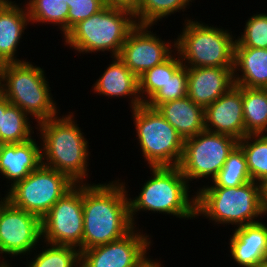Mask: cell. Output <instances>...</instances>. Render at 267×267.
Wrapping results in <instances>:
<instances>
[{"mask_svg":"<svg viewBox=\"0 0 267 267\" xmlns=\"http://www.w3.org/2000/svg\"><path fill=\"white\" fill-rule=\"evenodd\" d=\"M119 181L83 184L82 251L120 239L134 228L129 191Z\"/></svg>","mask_w":267,"mask_h":267,"instance_id":"6da1fadb","label":"cell"},{"mask_svg":"<svg viewBox=\"0 0 267 267\" xmlns=\"http://www.w3.org/2000/svg\"><path fill=\"white\" fill-rule=\"evenodd\" d=\"M68 113L36 125L43 146L42 164L67 175L76 184H84L89 172V143L74 113Z\"/></svg>","mask_w":267,"mask_h":267,"instance_id":"7a4b0ae2","label":"cell"},{"mask_svg":"<svg viewBox=\"0 0 267 267\" xmlns=\"http://www.w3.org/2000/svg\"><path fill=\"white\" fill-rule=\"evenodd\" d=\"M150 172L152 175L142 185L139 195L129 198L130 218L134 227H137L135 215L139 211L163 213L186 220L198 218L196 195L190 196V184L178 166L150 167Z\"/></svg>","mask_w":267,"mask_h":267,"instance_id":"3957f363","label":"cell"},{"mask_svg":"<svg viewBox=\"0 0 267 267\" xmlns=\"http://www.w3.org/2000/svg\"><path fill=\"white\" fill-rule=\"evenodd\" d=\"M196 194V216L214 221V224L240 227L260 222L262 186L249 181L237 187H201Z\"/></svg>","mask_w":267,"mask_h":267,"instance_id":"277c9868","label":"cell"},{"mask_svg":"<svg viewBox=\"0 0 267 267\" xmlns=\"http://www.w3.org/2000/svg\"><path fill=\"white\" fill-rule=\"evenodd\" d=\"M136 25L132 10L106 4L74 25L64 35V44L79 54L109 51L111 57H118L129 32Z\"/></svg>","mask_w":267,"mask_h":267,"instance_id":"5b68a950","label":"cell"},{"mask_svg":"<svg viewBox=\"0 0 267 267\" xmlns=\"http://www.w3.org/2000/svg\"><path fill=\"white\" fill-rule=\"evenodd\" d=\"M24 61L1 66L0 93L36 122L58 116V107L43 68ZM58 109V110H57Z\"/></svg>","mask_w":267,"mask_h":267,"instance_id":"8992f818","label":"cell"},{"mask_svg":"<svg viewBox=\"0 0 267 267\" xmlns=\"http://www.w3.org/2000/svg\"><path fill=\"white\" fill-rule=\"evenodd\" d=\"M211 26L189 18L184 20L181 34L174 39V49L186 67L233 68L235 36L232 31Z\"/></svg>","mask_w":267,"mask_h":267,"instance_id":"52a82bcc","label":"cell"},{"mask_svg":"<svg viewBox=\"0 0 267 267\" xmlns=\"http://www.w3.org/2000/svg\"><path fill=\"white\" fill-rule=\"evenodd\" d=\"M137 141L144 160L150 167L178 166L184 148V139L166 121L157 108L146 103L131 110Z\"/></svg>","mask_w":267,"mask_h":267,"instance_id":"ba28073f","label":"cell"},{"mask_svg":"<svg viewBox=\"0 0 267 267\" xmlns=\"http://www.w3.org/2000/svg\"><path fill=\"white\" fill-rule=\"evenodd\" d=\"M75 184L67 175L41 164L25 179L8 188L6 196L13 206L42 219Z\"/></svg>","mask_w":267,"mask_h":267,"instance_id":"9c48e42d","label":"cell"},{"mask_svg":"<svg viewBox=\"0 0 267 267\" xmlns=\"http://www.w3.org/2000/svg\"><path fill=\"white\" fill-rule=\"evenodd\" d=\"M237 145L236 138L205 129L185 139L183 155L178 167L188 183L194 179L198 181L209 177L212 181Z\"/></svg>","mask_w":267,"mask_h":267,"instance_id":"30bf717a","label":"cell"},{"mask_svg":"<svg viewBox=\"0 0 267 267\" xmlns=\"http://www.w3.org/2000/svg\"><path fill=\"white\" fill-rule=\"evenodd\" d=\"M83 184H75L41 219V241L82 251Z\"/></svg>","mask_w":267,"mask_h":267,"instance_id":"8fae6325","label":"cell"},{"mask_svg":"<svg viewBox=\"0 0 267 267\" xmlns=\"http://www.w3.org/2000/svg\"><path fill=\"white\" fill-rule=\"evenodd\" d=\"M149 236L134 227L120 239L81 251L80 267H144L152 260Z\"/></svg>","mask_w":267,"mask_h":267,"instance_id":"7c38bea8","label":"cell"},{"mask_svg":"<svg viewBox=\"0 0 267 267\" xmlns=\"http://www.w3.org/2000/svg\"><path fill=\"white\" fill-rule=\"evenodd\" d=\"M40 240L41 219L7 201L0 210V254L30 255Z\"/></svg>","mask_w":267,"mask_h":267,"instance_id":"4fadbf2b","label":"cell"},{"mask_svg":"<svg viewBox=\"0 0 267 267\" xmlns=\"http://www.w3.org/2000/svg\"><path fill=\"white\" fill-rule=\"evenodd\" d=\"M150 27L136 25L129 32L118 55L137 78L148 69L163 63L175 52V41L165 42L156 32H151Z\"/></svg>","mask_w":267,"mask_h":267,"instance_id":"5bb4252c","label":"cell"},{"mask_svg":"<svg viewBox=\"0 0 267 267\" xmlns=\"http://www.w3.org/2000/svg\"><path fill=\"white\" fill-rule=\"evenodd\" d=\"M205 129L241 140L245 137L242 87L233 86L204 109Z\"/></svg>","mask_w":267,"mask_h":267,"instance_id":"9a60e30c","label":"cell"},{"mask_svg":"<svg viewBox=\"0 0 267 267\" xmlns=\"http://www.w3.org/2000/svg\"><path fill=\"white\" fill-rule=\"evenodd\" d=\"M187 73V96L204 109L235 86L233 68L187 67Z\"/></svg>","mask_w":267,"mask_h":267,"instance_id":"2e32d148","label":"cell"},{"mask_svg":"<svg viewBox=\"0 0 267 267\" xmlns=\"http://www.w3.org/2000/svg\"><path fill=\"white\" fill-rule=\"evenodd\" d=\"M41 147L33 138L23 143L0 144V175L11 183L8 187L25 179L42 164Z\"/></svg>","mask_w":267,"mask_h":267,"instance_id":"e0dca14e","label":"cell"},{"mask_svg":"<svg viewBox=\"0 0 267 267\" xmlns=\"http://www.w3.org/2000/svg\"><path fill=\"white\" fill-rule=\"evenodd\" d=\"M230 235V253L240 267H254L267 259V224L256 222L236 227Z\"/></svg>","mask_w":267,"mask_h":267,"instance_id":"ac0fdd59","label":"cell"},{"mask_svg":"<svg viewBox=\"0 0 267 267\" xmlns=\"http://www.w3.org/2000/svg\"><path fill=\"white\" fill-rule=\"evenodd\" d=\"M0 3V63H18L26 60L16 58L24 30L30 23L26 4ZM16 55V56H15Z\"/></svg>","mask_w":267,"mask_h":267,"instance_id":"d6986e66","label":"cell"},{"mask_svg":"<svg viewBox=\"0 0 267 267\" xmlns=\"http://www.w3.org/2000/svg\"><path fill=\"white\" fill-rule=\"evenodd\" d=\"M112 58V63L108 64V67L93 84L94 93L108 98H126V96H129L131 109L140 106L143 103L138 91V78L119 57Z\"/></svg>","mask_w":267,"mask_h":267,"instance_id":"ffe728a7","label":"cell"},{"mask_svg":"<svg viewBox=\"0 0 267 267\" xmlns=\"http://www.w3.org/2000/svg\"><path fill=\"white\" fill-rule=\"evenodd\" d=\"M233 77L235 86L267 89V49L235 47Z\"/></svg>","mask_w":267,"mask_h":267,"instance_id":"44dd1931","label":"cell"},{"mask_svg":"<svg viewBox=\"0 0 267 267\" xmlns=\"http://www.w3.org/2000/svg\"><path fill=\"white\" fill-rule=\"evenodd\" d=\"M157 109L184 140L205 130L204 108L188 96L164 102Z\"/></svg>","mask_w":267,"mask_h":267,"instance_id":"7402d4cb","label":"cell"},{"mask_svg":"<svg viewBox=\"0 0 267 267\" xmlns=\"http://www.w3.org/2000/svg\"><path fill=\"white\" fill-rule=\"evenodd\" d=\"M245 136L267 134V89L242 87Z\"/></svg>","mask_w":267,"mask_h":267,"instance_id":"603a6c76","label":"cell"},{"mask_svg":"<svg viewBox=\"0 0 267 267\" xmlns=\"http://www.w3.org/2000/svg\"><path fill=\"white\" fill-rule=\"evenodd\" d=\"M252 181L267 182V134H248L238 140Z\"/></svg>","mask_w":267,"mask_h":267,"instance_id":"cb8c5ba5","label":"cell"},{"mask_svg":"<svg viewBox=\"0 0 267 267\" xmlns=\"http://www.w3.org/2000/svg\"><path fill=\"white\" fill-rule=\"evenodd\" d=\"M26 6L31 24L58 25L63 33H67V17L69 6L66 0H27Z\"/></svg>","mask_w":267,"mask_h":267,"instance_id":"d4e9b609","label":"cell"},{"mask_svg":"<svg viewBox=\"0 0 267 267\" xmlns=\"http://www.w3.org/2000/svg\"><path fill=\"white\" fill-rule=\"evenodd\" d=\"M192 1L194 0H140L133 10L135 22L137 25H157L158 21L171 14L186 11Z\"/></svg>","mask_w":267,"mask_h":267,"instance_id":"484cf974","label":"cell"},{"mask_svg":"<svg viewBox=\"0 0 267 267\" xmlns=\"http://www.w3.org/2000/svg\"><path fill=\"white\" fill-rule=\"evenodd\" d=\"M30 117L18 106L10 104L2 112V129H0V144H15L29 141L34 133Z\"/></svg>","mask_w":267,"mask_h":267,"instance_id":"4316f807","label":"cell"},{"mask_svg":"<svg viewBox=\"0 0 267 267\" xmlns=\"http://www.w3.org/2000/svg\"><path fill=\"white\" fill-rule=\"evenodd\" d=\"M174 55L172 54L163 63L148 69L138 77V91L142 103H146L162 86H164L169 76H172L182 65L176 51Z\"/></svg>","mask_w":267,"mask_h":267,"instance_id":"83f0119b","label":"cell"},{"mask_svg":"<svg viewBox=\"0 0 267 267\" xmlns=\"http://www.w3.org/2000/svg\"><path fill=\"white\" fill-rule=\"evenodd\" d=\"M251 181L247 162L242 149L237 145L228 155L224 166L212 180L211 185L203 187H237ZM213 184V185H212Z\"/></svg>","mask_w":267,"mask_h":267,"instance_id":"f1b7e54d","label":"cell"},{"mask_svg":"<svg viewBox=\"0 0 267 267\" xmlns=\"http://www.w3.org/2000/svg\"><path fill=\"white\" fill-rule=\"evenodd\" d=\"M46 244V245H45ZM40 253H36L34 260L28 262L27 267H80L81 252L71 246L45 243Z\"/></svg>","mask_w":267,"mask_h":267,"instance_id":"f546056e","label":"cell"},{"mask_svg":"<svg viewBox=\"0 0 267 267\" xmlns=\"http://www.w3.org/2000/svg\"><path fill=\"white\" fill-rule=\"evenodd\" d=\"M187 67L181 65L167 82L147 102L149 107L157 108L164 102L181 99L187 96Z\"/></svg>","mask_w":267,"mask_h":267,"instance_id":"4dcf8cb0","label":"cell"},{"mask_svg":"<svg viewBox=\"0 0 267 267\" xmlns=\"http://www.w3.org/2000/svg\"><path fill=\"white\" fill-rule=\"evenodd\" d=\"M244 28L241 36L235 39V47L267 49V13L250 16Z\"/></svg>","mask_w":267,"mask_h":267,"instance_id":"1f68e13d","label":"cell"},{"mask_svg":"<svg viewBox=\"0 0 267 267\" xmlns=\"http://www.w3.org/2000/svg\"><path fill=\"white\" fill-rule=\"evenodd\" d=\"M66 3L69 6L67 32L78 22L97 13L106 5L105 0H66Z\"/></svg>","mask_w":267,"mask_h":267,"instance_id":"d6a6232c","label":"cell"},{"mask_svg":"<svg viewBox=\"0 0 267 267\" xmlns=\"http://www.w3.org/2000/svg\"><path fill=\"white\" fill-rule=\"evenodd\" d=\"M106 4H109L111 6H115V7H121V8H126L129 10H134L140 0H105Z\"/></svg>","mask_w":267,"mask_h":267,"instance_id":"836d02e7","label":"cell"},{"mask_svg":"<svg viewBox=\"0 0 267 267\" xmlns=\"http://www.w3.org/2000/svg\"><path fill=\"white\" fill-rule=\"evenodd\" d=\"M262 212L263 216L267 214V182L262 185Z\"/></svg>","mask_w":267,"mask_h":267,"instance_id":"e575fe53","label":"cell"},{"mask_svg":"<svg viewBox=\"0 0 267 267\" xmlns=\"http://www.w3.org/2000/svg\"><path fill=\"white\" fill-rule=\"evenodd\" d=\"M10 104L11 103L0 93V129H2V112H5Z\"/></svg>","mask_w":267,"mask_h":267,"instance_id":"d590c367","label":"cell"},{"mask_svg":"<svg viewBox=\"0 0 267 267\" xmlns=\"http://www.w3.org/2000/svg\"><path fill=\"white\" fill-rule=\"evenodd\" d=\"M161 266H163L162 264H161V262H159L158 260L157 261H155V260H151L149 263H147L144 267H161Z\"/></svg>","mask_w":267,"mask_h":267,"instance_id":"8d00e7d4","label":"cell"},{"mask_svg":"<svg viewBox=\"0 0 267 267\" xmlns=\"http://www.w3.org/2000/svg\"><path fill=\"white\" fill-rule=\"evenodd\" d=\"M0 200H1L0 201V210H1L2 206L8 201L6 194L3 198L1 197Z\"/></svg>","mask_w":267,"mask_h":267,"instance_id":"74e56055","label":"cell"},{"mask_svg":"<svg viewBox=\"0 0 267 267\" xmlns=\"http://www.w3.org/2000/svg\"><path fill=\"white\" fill-rule=\"evenodd\" d=\"M254 267H267V259L264 261H261L260 263H258Z\"/></svg>","mask_w":267,"mask_h":267,"instance_id":"f35d334b","label":"cell"},{"mask_svg":"<svg viewBox=\"0 0 267 267\" xmlns=\"http://www.w3.org/2000/svg\"><path fill=\"white\" fill-rule=\"evenodd\" d=\"M4 259H5V257L3 256L2 261L0 260V264H10L7 260H4Z\"/></svg>","mask_w":267,"mask_h":267,"instance_id":"ab89813d","label":"cell"},{"mask_svg":"<svg viewBox=\"0 0 267 267\" xmlns=\"http://www.w3.org/2000/svg\"><path fill=\"white\" fill-rule=\"evenodd\" d=\"M12 267V265H10V264H0V267Z\"/></svg>","mask_w":267,"mask_h":267,"instance_id":"60d3db41","label":"cell"},{"mask_svg":"<svg viewBox=\"0 0 267 267\" xmlns=\"http://www.w3.org/2000/svg\"><path fill=\"white\" fill-rule=\"evenodd\" d=\"M1 3H5V2H16V1H11V0H0Z\"/></svg>","mask_w":267,"mask_h":267,"instance_id":"b9f144b4","label":"cell"}]
</instances>
